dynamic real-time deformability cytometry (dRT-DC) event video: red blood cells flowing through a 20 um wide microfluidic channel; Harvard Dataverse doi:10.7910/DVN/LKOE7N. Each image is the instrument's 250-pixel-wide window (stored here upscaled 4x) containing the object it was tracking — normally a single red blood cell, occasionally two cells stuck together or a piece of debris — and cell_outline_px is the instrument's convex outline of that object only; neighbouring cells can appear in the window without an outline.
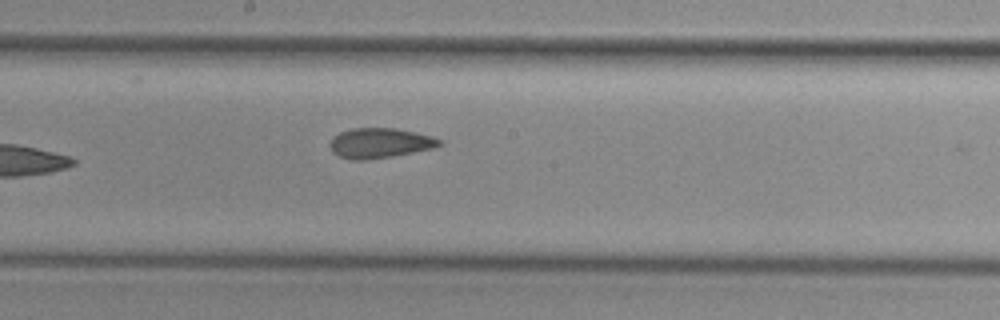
{"species": "common noctule bat (a hibernating species)", "species_latin": "Nyctalus noctula", "temperature_condition": "cold", "stored_images_in_passage": 9, "camera_frame_rate_fps": 3000, "um_per_image_px": 0.085, "animal": {"sex": "female", "body_mass_g": 29.2, "forearm_length_mm": 56.3}, "frame": {"image": 1, "passage_image": 8, "time_ms": 8.333, "image_size_px": [1000, 320], "cell_outline_px": [[440, 144], [432, 148], [392, 156], [368, 160], [352, 160], [340, 156], [332, 152], [328, 144], [332, 136], [340, 132], [352, 128], [396, 128], [416, 132], [432, 136], [440, 140]], "centroid_in_image_um": [32.22, 12.15], "position_along_channel_um": 216.0, "area_um2": 19.13}}